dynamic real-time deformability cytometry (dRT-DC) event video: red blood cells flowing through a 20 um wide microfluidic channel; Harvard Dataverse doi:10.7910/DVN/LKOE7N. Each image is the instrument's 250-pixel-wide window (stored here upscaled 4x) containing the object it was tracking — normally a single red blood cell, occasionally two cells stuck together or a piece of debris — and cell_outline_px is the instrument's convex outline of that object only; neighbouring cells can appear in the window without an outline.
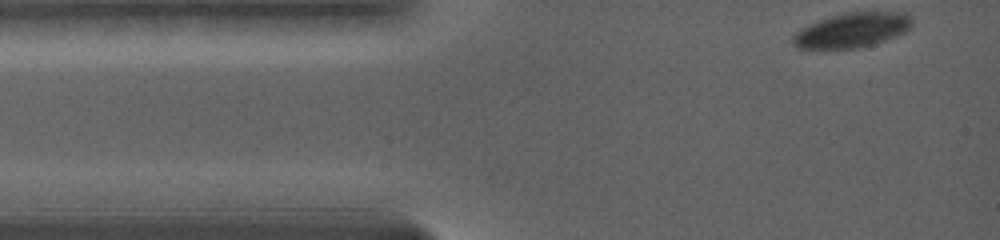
{"species": "common noctule bat (a hibernating species)", "species_latin": "Nyctalus noctula", "temperature_condition": "warm", "stored_images_in_passage": 10, "camera_frame_rate_fps": 5000, "um_per_image_px": 0.085, "animal": {"sex": "female", "body_mass_g": 19.0, "forearm_length_mm": 56.7}, "frame": {"image": 1, "passage_image": 1, "time_ms": 0.0, "image_size_px": [1000, 240], "cell_outline_px": [[912, 24], [904, 32], [868, 44], [852, 48], [800, 48], [792, 40], [792, 36], [800, 28], [808, 24], [832, 16], [848, 12], [908, 12], [912, 16]], "centroid_in_image_um": [72.42, 2.52], "position_along_channel_um": 12.6, "area_um2": 23.35}}
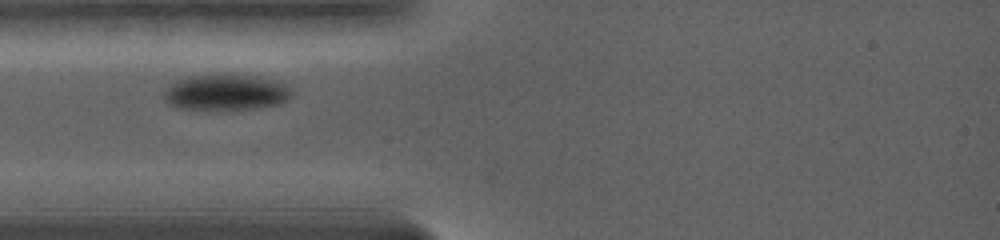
{"frame": {"image": 2, "passage_image": 9, "time_ms": 3.0, "image_size_px": [1000, 240], "cell_outline_px": [[288, 100], [280, 104], [252, 108], [176, 108], [164, 96], [164, 92], [176, 80], [188, 76], [256, 76], [272, 80], [284, 84], [288, 88]], "centroid_in_image_um": [19.19, 7.85], "position_along_channel_um": 65.8, "area_um2": 25.32}}